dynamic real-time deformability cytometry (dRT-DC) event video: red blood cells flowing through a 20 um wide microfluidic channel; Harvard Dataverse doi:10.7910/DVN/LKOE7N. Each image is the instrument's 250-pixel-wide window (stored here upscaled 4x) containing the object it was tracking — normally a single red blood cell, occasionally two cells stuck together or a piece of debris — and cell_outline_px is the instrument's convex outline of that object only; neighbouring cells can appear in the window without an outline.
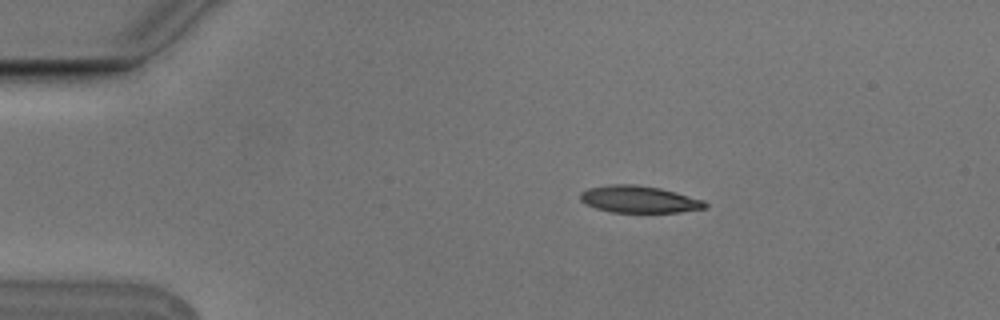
{"species": "Egyptian fruit bat (a non-hibernating species)", "species_latin": "Rousettus aegyptiacus", "temperature_condition": "cold", "stored_images_in_passage": 5, "camera_frame_rate_fps": 3000, "um_per_image_px": 0.085, "animal": {"sex": "male"}, "frame": {"image": 1, "passage_image": 2, "time_ms": 0.333, "image_size_px": [1000, 320], "cell_outline_px": [[708, 208], [680, 212], [612, 212], [596, 208], [580, 200], [580, 192], [588, 188], [612, 184], [636, 184], [660, 188], [676, 192], [704, 200], [708, 204]], "centroid_in_image_um": [54.35, 16.94], "position_along_channel_um": 30.6, "area_um2": 19.65}}
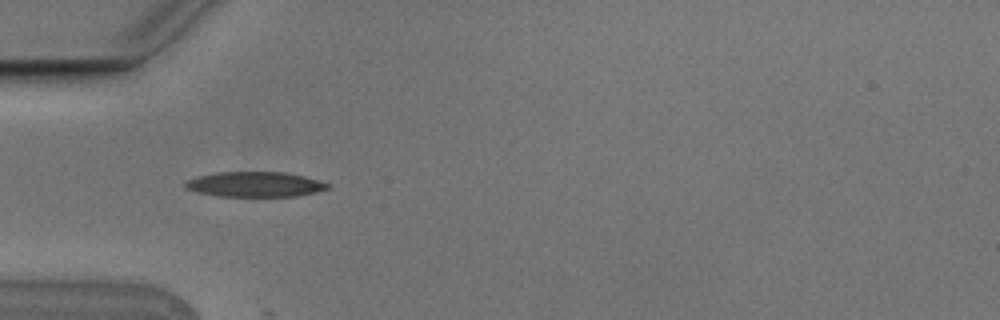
{"frame": {"image": 2, "passage_image": 4, "time_ms": 1.0, "image_size_px": [1000, 320], "cell_outline_px": [[332, 184], [328, 188], [296, 196], [216, 196], [196, 192], [184, 188], [184, 184], [188, 180], [196, 176], [216, 172], [284, 172], [304, 176]], "centroid_in_image_um": [21.62, 15.66], "position_along_channel_um": 63.4, "area_um2": 20.81}}